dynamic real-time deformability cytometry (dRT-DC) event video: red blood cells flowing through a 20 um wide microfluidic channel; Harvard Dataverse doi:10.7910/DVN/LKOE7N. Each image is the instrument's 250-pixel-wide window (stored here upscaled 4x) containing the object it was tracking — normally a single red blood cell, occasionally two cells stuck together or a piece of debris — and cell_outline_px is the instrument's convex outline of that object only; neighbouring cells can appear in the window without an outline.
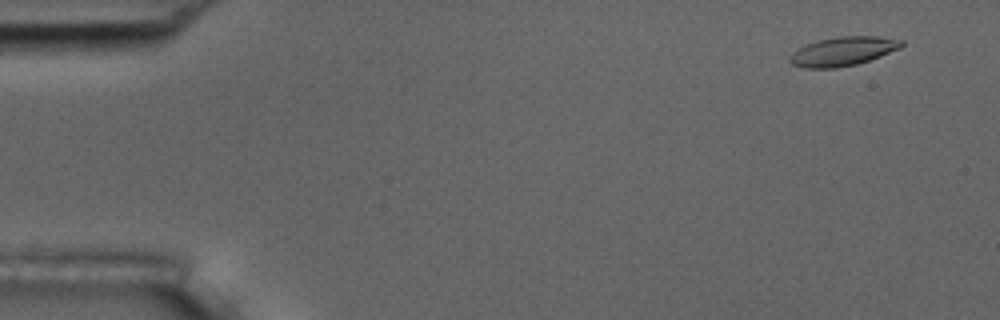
{"species": "common noctule bat (a hibernating species)", "species_latin": "Nyctalus noctula", "temperature_condition": "room temperature", "stored_images_in_passage": 6, "camera_frame_rate_fps": 3000, "um_per_image_px": 0.085, "animal": {"sex": "male", "body_mass_g": 17.5, "forearm_length_mm": 52.3}, "frame": {"image": 1, "passage_image": 1, "time_ms": 0.0, "image_size_px": [1000, 320], "cell_outline_px": [[904, 44], [900, 48], [880, 56], [856, 64], [836, 68], [804, 68], [792, 64], [788, 60], [792, 52], [808, 44], [820, 40], [840, 36], [876, 36], [904, 40]], "centroid_in_image_um": [71.66, 4.36], "position_along_channel_um": 13.3, "area_um2": 18.67}}